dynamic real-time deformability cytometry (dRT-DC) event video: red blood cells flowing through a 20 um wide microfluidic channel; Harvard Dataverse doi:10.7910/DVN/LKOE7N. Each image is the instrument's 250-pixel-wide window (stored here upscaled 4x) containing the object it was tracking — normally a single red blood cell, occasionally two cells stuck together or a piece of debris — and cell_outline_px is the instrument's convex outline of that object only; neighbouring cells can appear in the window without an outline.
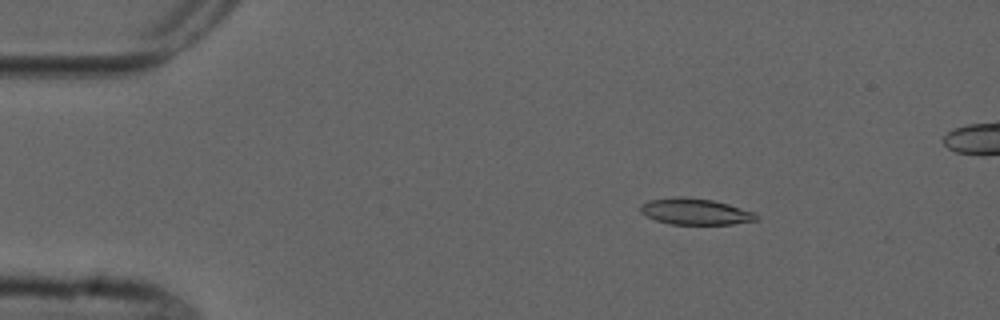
{"species": "common noctule bat (a hibernating species)", "species_latin": "Nyctalus noctula", "temperature_condition": "cold", "stored_images_in_passage": 6, "segment_of_instrument_passage": [1, 2], "camera_frame_rate_fps": 3000, "um_per_image_px": 0.085, "animal": {"sex": "male", "forearm_length_mm": 52.5}, "frame": {"image": 1, "passage_image": 3, "time_ms": 2.333, "image_size_px": [1000, 320], "cell_outline_px": [[760, 220], [732, 224], [672, 224], [656, 220], [640, 212], [640, 204], [648, 200], [676, 196], [684, 196], [712, 200], [728, 204], [756, 212]], "centroid_in_image_um": [59.12, 17.97], "position_along_channel_um": 25.9, "area_um2": 17.86}}